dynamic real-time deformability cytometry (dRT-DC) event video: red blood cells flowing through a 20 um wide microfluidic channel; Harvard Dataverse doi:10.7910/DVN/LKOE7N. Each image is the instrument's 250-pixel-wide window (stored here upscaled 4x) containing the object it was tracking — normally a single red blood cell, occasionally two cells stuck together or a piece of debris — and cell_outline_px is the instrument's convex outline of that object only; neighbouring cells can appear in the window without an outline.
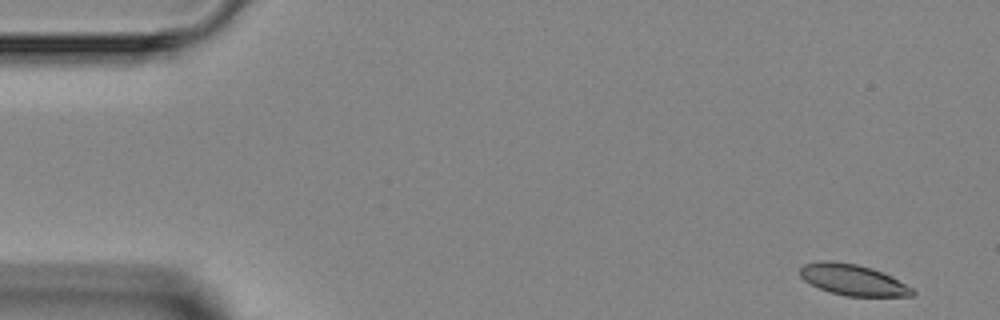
{"species": "Egyptian fruit bat (a non-hibernating species)", "species_latin": "Rousettus aegyptiacus", "temperature_condition": "room temperature", "stored_images_in_passage": 4, "camera_frame_rate_fps": 3000, "um_per_image_px": 0.085, "animal": {"sex": "female"}, "frame": {"image": 1, "passage_image": 1, "time_ms": 0.0, "image_size_px": [1000, 320], "cell_outline_px": [[916, 292], [912, 296], [844, 296], [820, 288], [804, 280], [800, 276], [800, 268], [804, 264], [820, 260], [832, 260], [856, 264], [872, 268], [892, 276], [912, 288]], "centroid_in_image_um": [72.5, 23.77], "position_along_channel_um": 12.5, "area_um2": 20.29}}
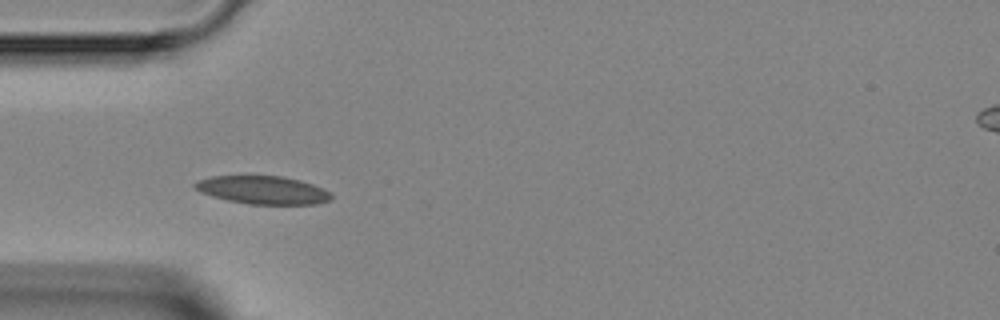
{"frame": {"image": 2, "passage_image": 4, "time_ms": 4.0, "image_size_px": [1000, 320], "cell_outline_px": [[332, 196], [328, 200], [316, 204], [248, 204], [228, 200], [212, 196], [200, 192], [192, 184], [196, 180], [212, 176], [280, 176], [300, 180], [312, 184], [328, 192]], "centroid_in_image_um": [22.28, 16.15], "position_along_channel_um": 62.7, "area_um2": 22.08}}